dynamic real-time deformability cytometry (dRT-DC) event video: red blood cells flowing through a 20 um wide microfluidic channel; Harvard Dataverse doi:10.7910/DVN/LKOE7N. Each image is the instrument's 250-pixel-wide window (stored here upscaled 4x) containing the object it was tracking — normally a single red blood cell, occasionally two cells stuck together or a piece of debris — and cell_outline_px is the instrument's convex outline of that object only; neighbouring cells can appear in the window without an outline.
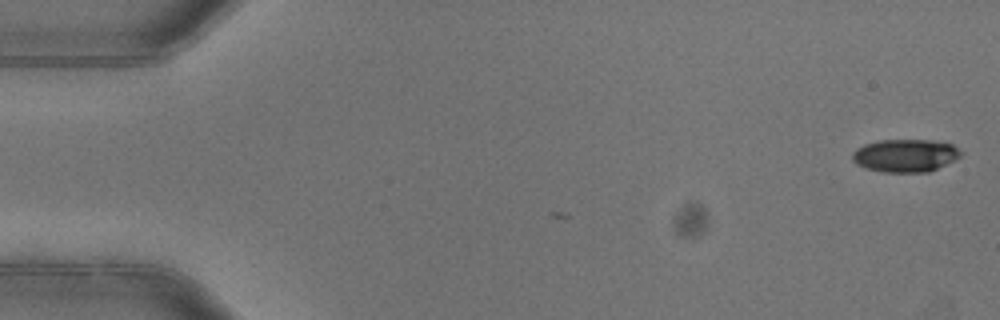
{"species": "common noctule bat (a hibernating species)", "species_latin": "Nyctalus noctula", "temperature_condition": "warm", "stored_images_in_passage": 3, "camera_frame_rate_fps": 3000, "um_per_image_px": 0.085, "animal": {"sex": "female"}, "frame": {"image": 1, "passage_image": 1, "time_ms": 0.0, "image_size_px": [1000, 320], "cell_outline_px": [[964, 152], [960, 156], [928, 172], [884, 172], [868, 168], [856, 164], [852, 160], [852, 152], [856, 148], [864, 144], [880, 140], [936, 140], [952, 144]], "centroid_in_image_um": [76.94, 13.2], "position_along_channel_um": 8.1, "area_um2": 20.69}}